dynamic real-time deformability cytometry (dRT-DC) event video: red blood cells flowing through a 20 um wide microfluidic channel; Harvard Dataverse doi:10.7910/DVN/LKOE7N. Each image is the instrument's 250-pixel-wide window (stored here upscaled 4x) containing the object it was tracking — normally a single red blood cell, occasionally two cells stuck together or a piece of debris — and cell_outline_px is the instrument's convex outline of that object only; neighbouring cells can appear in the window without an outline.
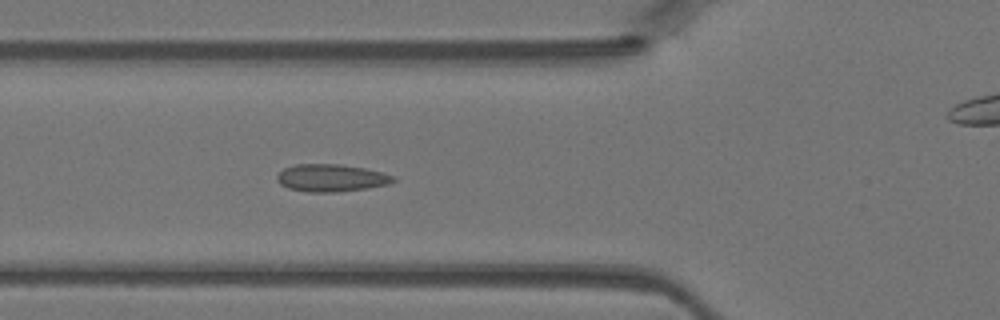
{"species": "Egyptian fruit bat (a non-hibernating species)", "species_latin": "Rousettus aegyptiacus", "temperature_condition": "warm", "stored_images_in_passage": 42, "camera_frame_rate_fps": 3000, "um_per_image_px": 0.085, "animal": {"sex": "female"}, "frame": {"image": 1, "passage_image": 12, "time_ms": 3.667, "image_size_px": [1000, 320], "cell_outline_px": [[396, 180], [388, 184], [364, 188], [336, 192], [308, 192], [288, 188], [280, 184], [276, 180], [276, 176], [284, 168], [296, 164], [340, 164], [364, 168], [396, 176]], "centroid_in_image_um": [28.12, 15.12], "position_along_channel_um": 97.7, "area_um2": 18.5}}
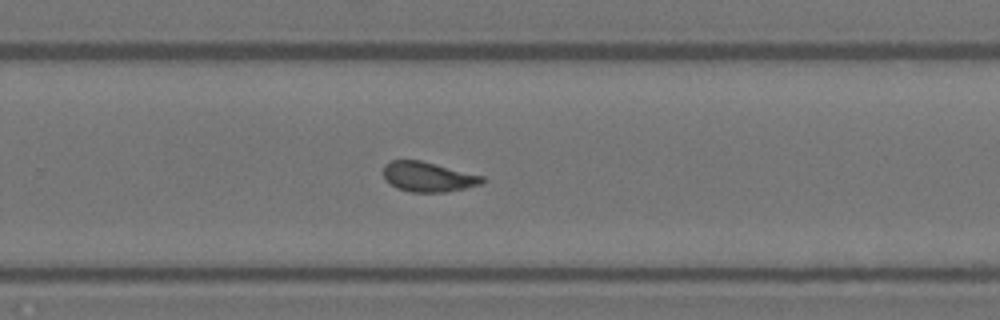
{"frame": {"image": 2, "passage_image": 25, "time_ms": 8.0, "image_size_px": [1000, 320], "cell_outline_px": [[484, 180], [480, 184], [464, 188], [444, 192], [412, 192], [396, 188], [384, 180], [384, 164], [392, 160], [420, 160], [484, 176]], "centroid_in_image_um": [36.35, 15.03], "position_along_channel_um": 293.5, "area_um2": 17.11}}
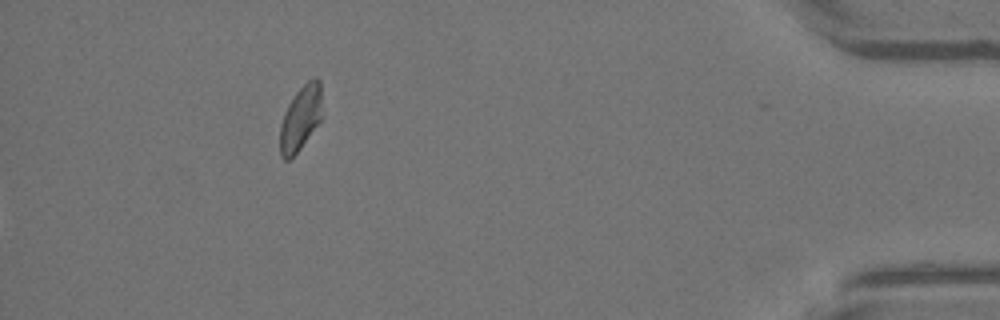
{"frame": {"image": 3, "passage_image": 42, "time_ms": 13.667, "image_size_px": [1000, 320], "cell_outline_px": [[320, 120], [300, 148], [288, 160], [284, 160], [280, 156], [280, 124], [284, 112], [288, 104], [296, 92], [312, 76], [316, 76], [320, 80]], "centroid_in_image_um": [25.51, 10.02], "position_along_channel_um": 409.7, "area_um2": 15.55}}